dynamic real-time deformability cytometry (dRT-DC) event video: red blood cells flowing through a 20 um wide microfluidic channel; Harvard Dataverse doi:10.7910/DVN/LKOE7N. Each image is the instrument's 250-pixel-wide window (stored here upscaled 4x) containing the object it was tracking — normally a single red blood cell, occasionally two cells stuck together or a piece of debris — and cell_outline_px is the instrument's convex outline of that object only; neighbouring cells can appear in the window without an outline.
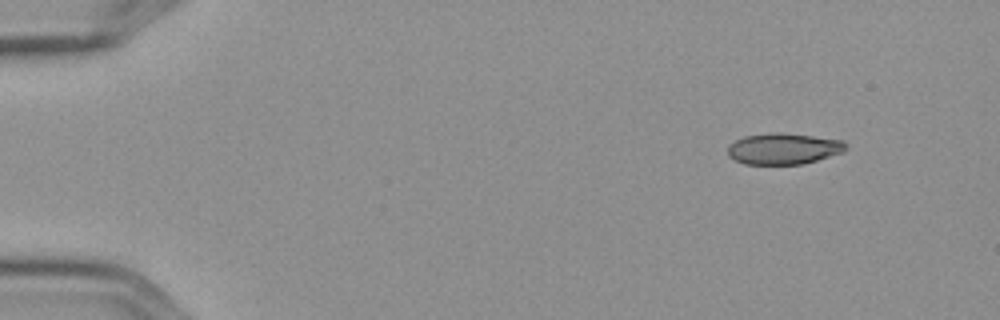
{"species": "Egyptian fruit bat (a non-hibernating species)", "species_latin": "Rousettus aegyptiacus", "temperature_condition": "cold", "stored_images_in_passage": 5, "camera_frame_rate_fps": 3000, "um_per_image_px": 0.085, "frame": {"image": 1, "passage_image": 1, "time_ms": 0.0, "image_size_px": [1000, 320], "cell_outline_px": [[844, 152], [804, 164], [744, 164], [728, 156], [728, 148], [736, 140], [744, 136], [772, 132], [780, 132], [844, 140]], "centroid_in_image_um": [66.6, 12.64], "position_along_channel_um": 18.4, "area_um2": 21.33}}